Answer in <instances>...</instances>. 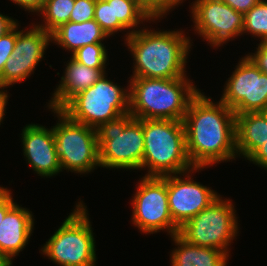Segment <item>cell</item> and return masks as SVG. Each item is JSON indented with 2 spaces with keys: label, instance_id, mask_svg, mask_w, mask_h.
I'll return each instance as SVG.
<instances>
[{
  "label": "cell",
  "instance_id": "obj_5",
  "mask_svg": "<svg viewBox=\"0 0 267 266\" xmlns=\"http://www.w3.org/2000/svg\"><path fill=\"white\" fill-rule=\"evenodd\" d=\"M83 201L40 249L60 266H95L96 246L89 214Z\"/></svg>",
  "mask_w": 267,
  "mask_h": 266
},
{
  "label": "cell",
  "instance_id": "obj_21",
  "mask_svg": "<svg viewBox=\"0 0 267 266\" xmlns=\"http://www.w3.org/2000/svg\"><path fill=\"white\" fill-rule=\"evenodd\" d=\"M112 12L113 21H119L128 30V33L125 34V39L131 33L140 30L138 26L141 22L158 20L152 19L137 0H112Z\"/></svg>",
  "mask_w": 267,
  "mask_h": 266
},
{
  "label": "cell",
  "instance_id": "obj_17",
  "mask_svg": "<svg viewBox=\"0 0 267 266\" xmlns=\"http://www.w3.org/2000/svg\"><path fill=\"white\" fill-rule=\"evenodd\" d=\"M66 64L64 75L48 103L50 110L62 109L75 95L92 86L106 73V68H89L72 57Z\"/></svg>",
  "mask_w": 267,
  "mask_h": 266
},
{
  "label": "cell",
  "instance_id": "obj_9",
  "mask_svg": "<svg viewBox=\"0 0 267 266\" xmlns=\"http://www.w3.org/2000/svg\"><path fill=\"white\" fill-rule=\"evenodd\" d=\"M236 210L230 199L218 196L205 209L185 222L178 235L196 246L211 247L224 251L228 256L229 246L239 229Z\"/></svg>",
  "mask_w": 267,
  "mask_h": 266
},
{
  "label": "cell",
  "instance_id": "obj_14",
  "mask_svg": "<svg viewBox=\"0 0 267 266\" xmlns=\"http://www.w3.org/2000/svg\"><path fill=\"white\" fill-rule=\"evenodd\" d=\"M202 169L204 168H194L184 173L167 175L169 211L179 228L219 196L211 187L195 182L192 175H189ZM181 175H185L184 178Z\"/></svg>",
  "mask_w": 267,
  "mask_h": 266
},
{
  "label": "cell",
  "instance_id": "obj_29",
  "mask_svg": "<svg viewBox=\"0 0 267 266\" xmlns=\"http://www.w3.org/2000/svg\"><path fill=\"white\" fill-rule=\"evenodd\" d=\"M255 66L262 72L267 74V41L260 42L255 53L246 55Z\"/></svg>",
  "mask_w": 267,
  "mask_h": 266
},
{
  "label": "cell",
  "instance_id": "obj_36",
  "mask_svg": "<svg viewBox=\"0 0 267 266\" xmlns=\"http://www.w3.org/2000/svg\"><path fill=\"white\" fill-rule=\"evenodd\" d=\"M0 266H11V265L0 255Z\"/></svg>",
  "mask_w": 267,
  "mask_h": 266
},
{
  "label": "cell",
  "instance_id": "obj_7",
  "mask_svg": "<svg viewBox=\"0 0 267 266\" xmlns=\"http://www.w3.org/2000/svg\"><path fill=\"white\" fill-rule=\"evenodd\" d=\"M104 73L92 86L75 95L61 110L72 120L98 129L103 123L129 113L127 89L108 80Z\"/></svg>",
  "mask_w": 267,
  "mask_h": 266
},
{
  "label": "cell",
  "instance_id": "obj_2",
  "mask_svg": "<svg viewBox=\"0 0 267 266\" xmlns=\"http://www.w3.org/2000/svg\"><path fill=\"white\" fill-rule=\"evenodd\" d=\"M183 30H148L131 33L125 44L133 56L130 77L174 79L186 76V63L192 44Z\"/></svg>",
  "mask_w": 267,
  "mask_h": 266
},
{
  "label": "cell",
  "instance_id": "obj_18",
  "mask_svg": "<svg viewBox=\"0 0 267 266\" xmlns=\"http://www.w3.org/2000/svg\"><path fill=\"white\" fill-rule=\"evenodd\" d=\"M236 151L248 159L267 140V115L264 112L236 114Z\"/></svg>",
  "mask_w": 267,
  "mask_h": 266
},
{
  "label": "cell",
  "instance_id": "obj_16",
  "mask_svg": "<svg viewBox=\"0 0 267 266\" xmlns=\"http://www.w3.org/2000/svg\"><path fill=\"white\" fill-rule=\"evenodd\" d=\"M34 218L29 209L15 204L0 223V255L13 266V258L19 255L29 242Z\"/></svg>",
  "mask_w": 267,
  "mask_h": 266
},
{
  "label": "cell",
  "instance_id": "obj_12",
  "mask_svg": "<svg viewBox=\"0 0 267 266\" xmlns=\"http://www.w3.org/2000/svg\"><path fill=\"white\" fill-rule=\"evenodd\" d=\"M190 6L194 31L212 47L218 48L242 35L244 15L223 1L195 0Z\"/></svg>",
  "mask_w": 267,
  "mask_h": 266
},
{
  "label": "cell",
  "instance_id": "obj_34",
  "mask_svg": "<svg viewBox=\"0 0 267 266\" xmlns=\"http://www.w3.org/2000/svg\"><path fill=\"white\" fill-rule=\"evenodd\" d=\"M17 23V20L0 13V38L9 32Z\"/></svg>",
  "mask_w": 267,
  "mask_h": 266
},
{
  "label": "cell",
  "instance_id": "obj_3",
  "mask_svg": "<svg viewBox=\"0 0 267 266\" xmlns=\"http://www.w3.org/2000/svg\"><path fill=\"white\" fill-rule=\"evenodd\" d=\"M191 81L187 76L131 77L129 113L136 119L183 121L191 99L200 91Z\"/></svg>",
  "mask_w": 267,
  "mask_h": 266
},
{
  "label": "cell",
  "instance_id": "obj_26",
  "mask_svg": "<svg viewBox=\"0 0 267 266\" xmlns=\"http://www.w3.org/2000/svg\"><path fill=\"white\" fill-rule=\"evenodd\" d=\"M139 5L152 19H161L175 6L181 5L183 0H137Z\"/></svg>",
  "mask_w": 267,
  "mask_h": 266
},
{
  "label": "cell",
  "instance_id": "obj_10",
  "mask_svg": "<svg viewBox=\"0 0 267 266\" xmlns=\"http://www.w3.org/2000/svg\"><path fill=\"white\" fill-rule=\"evenodd\" d=\"M136 193L132 198L131 220L144 234H154L160 230L170 236L178 234L179 227L170 215L167 196V175L143 176L139 179Z\"/></svg>",
  "mask_w": 267,
  "mask_h": 266
},
{
  "label": "cell",
  "instance_id": "obj_35",
  "mask_svg": "<svg viewBox=\"0 0 267 266\" xmlns=\"http://www.w3.org/2000/svg\"><path fill=\"white\" fill-rule=\"evenodd\" d=\"M7 87H9V86L0 84V125L3 121L4 115L6 113L5 109H6L9 95L7 94V90L5 92L4 88H7Z\"/></svg>",
  "mask_w": 267,
  "mask_h": 266
},
{
  "label": "cell",
  "instance_id": "obj_1",
  "mask_svg": "<svg viewBox=\"0 0 267 266\" xmlns=\"http://www.w3.org/2000/svg\"><path fill=\"white\" fill-rule=\"evenodd\" d=\"M211 99L199 91L191 99L183 120L186 150L194 168H207L238 157L236 115L221 100L214 103Z\"/></svg>",
  "mask_w": 267,
  "mask_h": 266
},
{
  "label": "cell",
  "instance_id": "obj_4",
  "mask_svg": "<svg viewBox=\"0 0 267 266\" xmlns=\"http://www.w3.org/2000/svg\"><path fill=\"white\" fill-rule=\"evenodd\" d=\"M144 153L141 170L144 176H166L194 169L186 150L183 121L143 119Z\"/></svg>",
  "mask_w": 267,
  "mask_h": 266
},
{
  "label": "cell",
  "instance_id": "obj_31",
  "mask_svg": "<svg viewBox=\"0 0 267 266\" xmlns=\"http://www.w3.org/2000/svg\"><path fill=\"white\" fill-rule=\"evenodd\" d=\"M228 4L235 11L246 14L253 6L259 3L261 0H221Z\"/></svg>",
  "mask_w": 267,
  "mask_h": 266
},
{
  "label": "cell",
  "instance_id": "obj_27",
  "mask_svg": "<svg viewBox=\"0 0 267 266\" xmlns=\"http://www.w3.org/2000/svg\"><path fill=\"white\" fill-rule=\"evenodd\" d=\"M95 5V0H75L69 21L82 23L94 19Z\"/></svg>",
  "mask_w": 267,
  "mask_h": 266
},
{
  "label": "cell",
  "instance_id": "obj_19",
  "mask_svg": "<svg viewBox=\"0 0 267 266\" xmlns=\"http://www.w3.org/2000/svg\"><path fill=\"white\" fill-rule=\"evenodd\" d=\"M109 36L94 20L82 23L67 22L51 33V42L71 51L73 54L79 48L94 43H102Z\"/></svg>",
  "mask_w": 267,
  "mask_h": 266
},
{
  "label": "cell",
  "instance_id": "obj_28",
  "mask_svg": "<svg viewBox=\"0 0 267 266\" xmlns=\"http://www.w3.org/2000/svg\"><path fill=\"white\" fill-rule=\"evenodd\" d=\"M16 38L17 24L0 38V73L2 72L7 59L12 55Z\"/></svg>",
  "mask_w": 267,
  "mask_h": 266
},
{
  "label": "cell",
  "instance_id": "obj_20",
  "mask_svg": "<svg viewBox=\"0 0 267 266\" xmlns=\"http://www.w3.org/2000/svg\"><path fill=\"white\" fill-rule=\"evenodd\" d=\"M171 240L177 246L170 254L171 266H227L229 256L224 251L193 245L178 234L172 235Z\"/></svg>",
  "mask_w": 267,
  "mask_h": 266
},
{
  "label": "cell",
  "instance_id": "obj_11",
  "mask_svg": "<svg viewBox=\"0 0 267 266\" xmlns=\"http://www.w3.org/2000/svg\"><path fill=\"white\" fill-rule=\"evenodd\" d=\"M225 85L220 100L235 115L267 109V74L262 73L247 56L239 60Z\"/></svg>",
  "mask_w": 267,
  "mask_h": 266
},
{
  "label": "cell",
  "instance_id": "obj_24",
  "mask_svg": "<svg viewBox=\"0 0 267 266\" xmlns=\"http://www.w3.org/2000/svg\"><path fill=\"white\" fill-rule=\"evenodd\" d=\"M71 57L89 68H106L108 60L107 50L103 43L85 45L74 52Z\"/></svg>",
  "mask_w": 267,
  "mask_h": 266
},
{
  "label": "cell",
  "instance_id": "obj_25",
  "mask_svg": "<svg viewBox=\"0 0 267 266\" xmlns=\"http://www.w3.org/2000/svg\"><path fill=\"white\" fill-rule=\"evenodd\" d=\"M94 20L109 37L126 29L119 21H113L112 0L96 1Z\"/></svg>",
  "mask_w": 267,
  "mask_h": 266
},
{
  "label": "cell",
  "instance_id": "obj_23",
  "mask_svg": "<svg viewBox=\"0 0 267 266\" xmlns=\"http://www.w3.org/2000/svg\"><path fill=\"white\" fill-rule=\"evenodd\" d=\"M244 28L242 36L245 33L253 37H259L260 42L267 41V0H261L244 14Z\"/></svg>",
  "mask_w": 267,
  "mask_h": 266
},
{
  "label": "cell",
  "instance_id": "obj_6",
  "mask_svg": "<svg viewBox=\"0 0 267 266\" xmlns=\"http://www.w3.org/2000/svg\"><path fill=\"white\" fill-rule=\"evenodd\" d=\"M97 130L100 167L140 170L144 153L143 119L130 113L103 123Z\"/></svg>",
  "mask_w": 267,
  "mask_h": 266
},
{
  "label": "cell",
  "instance_id": "obj_22",
  "mask_svg": "<svg viewBox=\"0 0 267 266\" xmlns=\"http://www.w3.org/2000/svg\"><path fill=\"white\" fill-rule=\"evenodd\" d=\"M75 0H46L39 12L43 16V24H36L46 32L52 33L60 25L69 22Z\"/></svg>",
  "mask_w": 267,
  "mask_h": 266
},
{
  "label": "cell",
  "instance_id": "obj_13",
  "mask_svg": "<svg viewBox=\"0 0 267 266\" xmlns=\"http://www.w3.org/2000/svg\"><path fill=\"white\" fill-rule=\"evenodd\" d=\"M12 55L7 59L2 72L0 73V84L13 86L23 82L44 57L45 50L51 42V33L32 24L29 31L18 30Z\"/></svg>",
  "mask_w": 267,
  "mask_h": 266
},
{
  "label": "cell",
  "instance_id": "obj_32",
  "mask_svg": "<svg viewBox=\"0 0 267 266\" xmlns=\"http://www.w3.org/2000/svg\"><path fill=\"white\" fill-rule=\"evenodd\" d=\"M12 3L20 6V8H23L25 11L29 12H36L39 14V12L43 9V6L46 2V0H11Z\"/></svg>",
  "mask_w": 267,
  "mask_h": 266
},
{
  "label": "cell",
  "instance_id": "obj_15",
  "mask_svg": "<svg viewBox=\"0 0 267 266\" xmlns=\"http://www.w3.org/2000/svg\"><path fill=\"white\" fill-rule=\"evenodd\" d=\"M21 137L24 158L38 176L50 178L62 171L54 148L53 128L31 123L23 128Z\"/></svg>",
  "mask_w": 267,
  "mask_h": 266
},
{
  "label": "cell",
  "instance_id": "obj_33",
  "mask_svg": "<svg viewBox=\"0 0 267 266\" xmlns=\"http://www.w3.org/2000/svg\"><path fill=\"white\" fill-rule=\"evenodd\" d=\"M247 160L267 170V140Z\"/></svg>",
  "mask_w": 267,
  "mask_h": 266
},
{
  "label": "cell",
  "instance_id": "obj_8",
  "mask_svg": "<svg viewBox=\"0 0 267 266\" xmlns=\"http://www.w3.org/2000/svg\"><path fill=\"white\" fill-rule=\"evenodd\" d=\"M51 111L58 118L54 148L62 171L88 174L100 167L97 130L72 120L61 109Z\"/></svg>",
  "mask_w": 267,
  "mask_h": 266
},
{
  "label": "cell",
  "instance_id": "obj_30",
  "mask_svg": "<svg viewBox=\"0 0 267 266\" xmlns=\"http://www.w3.org/2000/svg\"><path fill=\"white\" fill-rule=\"evenodd\" d=\"M11 194V190L0 185V223L3 221L5 214L16 204Z\"/></svg>",
  "mask_w": 267,
  "mask_h": 266
}]
</instances>
